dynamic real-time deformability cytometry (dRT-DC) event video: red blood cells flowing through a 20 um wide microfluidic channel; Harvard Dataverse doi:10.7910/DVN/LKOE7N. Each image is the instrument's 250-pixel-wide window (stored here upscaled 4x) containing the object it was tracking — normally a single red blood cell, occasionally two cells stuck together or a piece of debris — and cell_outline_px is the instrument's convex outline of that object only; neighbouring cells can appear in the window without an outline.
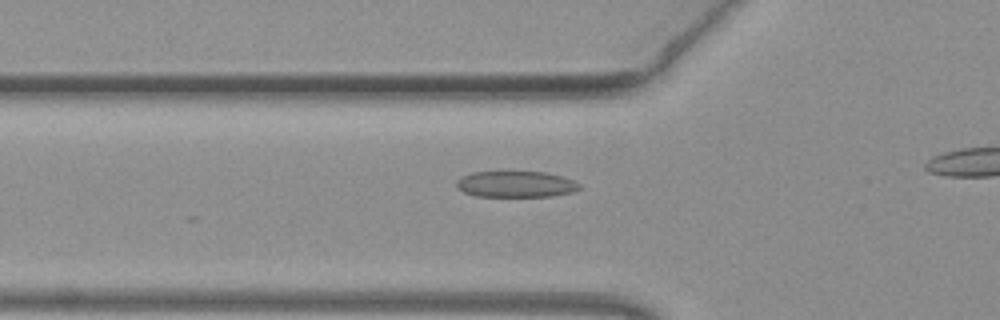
{"species": "common noctule bat (a hibernating species)", "species_latin": "Nyctalus noctula", "temperature_condition": "warm", "stored_images_in_passage": 22, "camera_frame_rate_fps": 3000, "um_per_image_px": 0.085, "animal": {"sex": "female", "body_mass_g": 19.3, "forearm_length_mm": 54.1}, "frame": {"image": 1, "passage_image": 12, "time_ms": 3.667, "image_size_px": [1000, 320], "cell_outline_px": [[580, 188], [572, 192], [552, 196], [476, 196], [464, 192], [456, 184], [456, 180], [472, 172], [544, 172], [560, 176], [572, 180], [580, 184]], "centroid_in_image_um": [43.85, 15.66], "position_along_channel_um": 82.0, "area_um2": 18.44}}
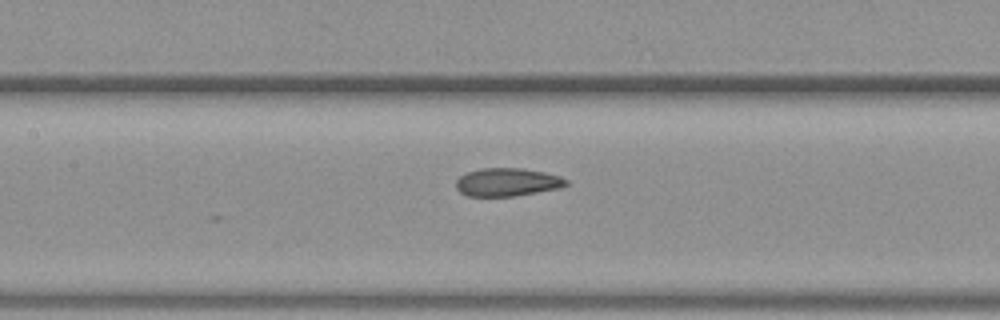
{"frame": {"image": 2, "passage_image": 18, "time_ms": 5.667, "image_size_px": [1000, 320], "cell_outline_px": [[568, 184], [560, 188], [516, 196], [468, 196], [460, 192], [456, 188], [456, 180], [460, 176], [468, 172], [480, 168], [524, 168], [544, 172], [560, 176], [568, 180]], "centroid_in_image_um": [43.13, 15.48], "position_along_channel_um": 164.3, "area_um2": 18.15}}
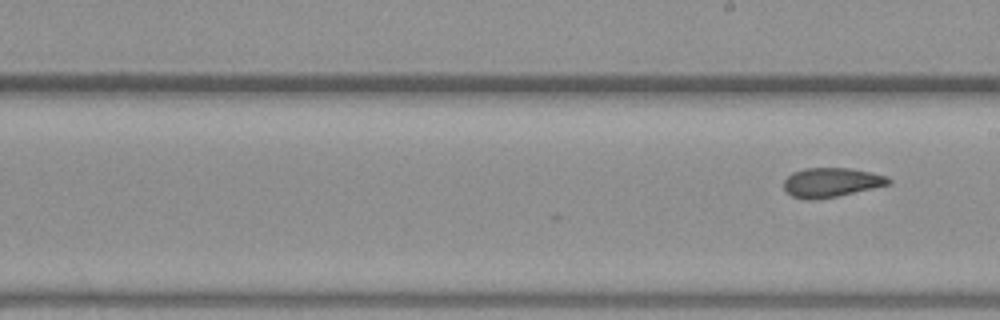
{"frame": {"image": 3, "passage_image": 22, "time_ms": 7.0, "image_size_px": [1000, 320], "cell_outline_px": [[892, 184], [836, 196], [812, 200], [808, 200], [792, 196], [784, 188], [784, 180], [792, 172], [804, 168], [848, 168], [872, 172], [888, 176], [892, 180]], "centroid_in_image_um": [70.69, 15.49], "position_along_channel_um": 218.3, "area_um2": 17.92}}